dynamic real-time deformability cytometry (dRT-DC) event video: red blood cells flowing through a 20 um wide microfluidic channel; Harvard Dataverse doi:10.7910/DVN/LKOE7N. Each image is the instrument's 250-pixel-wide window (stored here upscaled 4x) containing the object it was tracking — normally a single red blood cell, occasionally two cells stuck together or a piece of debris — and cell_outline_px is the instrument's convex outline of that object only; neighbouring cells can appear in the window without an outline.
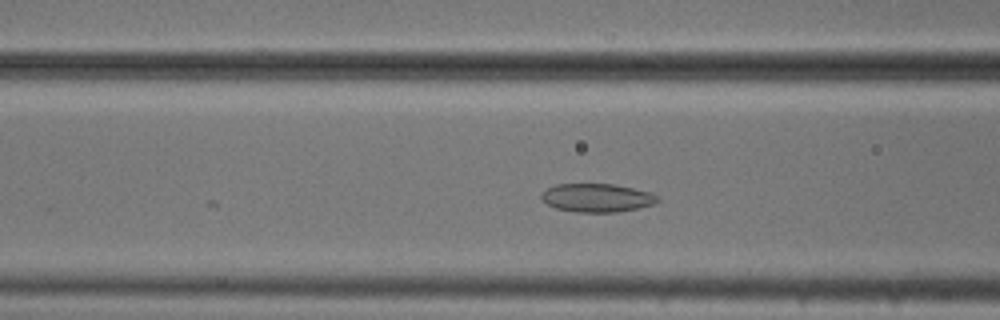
{"species": "common noctule bat (a hibernating species)", "species_latin": "Nyctalus noctula", "temperature_condition": "cold", "stored_images_in_passage": 49, "camera_frame_rate_fps": 3000, "um_per_image_px": 0.085, "animal": {"sex": "male", "body_mass_g": 20.5, "forearm_length_mm": 52.5}, "frame": {"image": 1, "passage_image": 16, "time_ms": 5.0, "image_size_px": [1000, 320], "cell_outline_px": [[660, 200], [652, 204], [636, 208], [616, 212], [576, 212], [556, 208], [548, 204], [540, 196], [548, 188], [556, 184], [616, 184], [648, 192], [660, 196]], "centroid_in_image_um": [50.75, 16.81], "position_along_channel_um": 115.8, "area_um2": 19.02}}
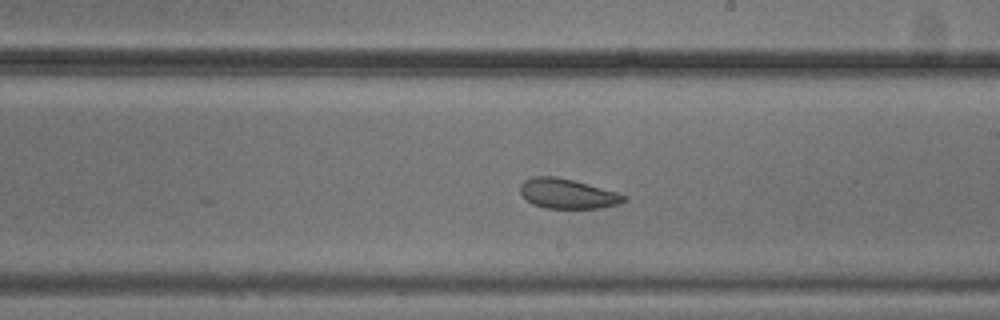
{"frame": {"image": 2, "passage_image": 26, "time_ms": 8.333, "image_size_px": [1000, 320], "cell_outline_px": [[628, 200], [620, 204], [600, 208], [544, 208], [532, 204], [520, 192], [520, 184], [524, 180], [532, 176], [556, 176], [588, 184], [616, 192], [628, 196]], "centroid_in_image_um": [48.25, 16.46], "position_along_channel_um": 240.8, "area_um2": 18.09}}
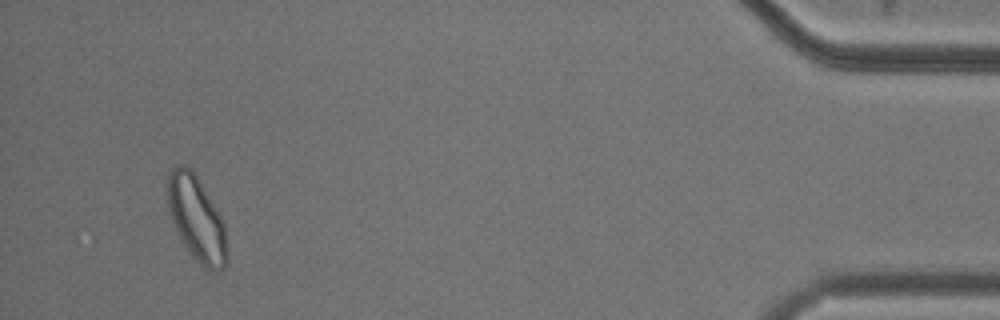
{"frame": {"image": 3, "passage_image": 46, "time_ms": 15.0, "image_size_px": [1000, 320], "cell_outline_px": [[228, 264], [220, 272], [208, 272], [192, 256], [176, 232], [172, 220], [168, 204], [168, 176], [172, 168], [176, 164], [184, 164], [196, 176], [220, 216], [224, 224], [228, 252]], "centroid_in_image_um": [16.73, 18.68], "position_along_channel_um": 418.5, "area_um2": 29.25}, "authors_computed_cell_mechanics": {"area_um2": 21.964, "velocity_mm_per_s": 3.741, "shape_relaxation_time_tau1_ms": null, "shape_relaxation_time_tau2_ms": 3.453, "deformation_change_tau1": null, "deformation_change_tau2": 0.0872}}